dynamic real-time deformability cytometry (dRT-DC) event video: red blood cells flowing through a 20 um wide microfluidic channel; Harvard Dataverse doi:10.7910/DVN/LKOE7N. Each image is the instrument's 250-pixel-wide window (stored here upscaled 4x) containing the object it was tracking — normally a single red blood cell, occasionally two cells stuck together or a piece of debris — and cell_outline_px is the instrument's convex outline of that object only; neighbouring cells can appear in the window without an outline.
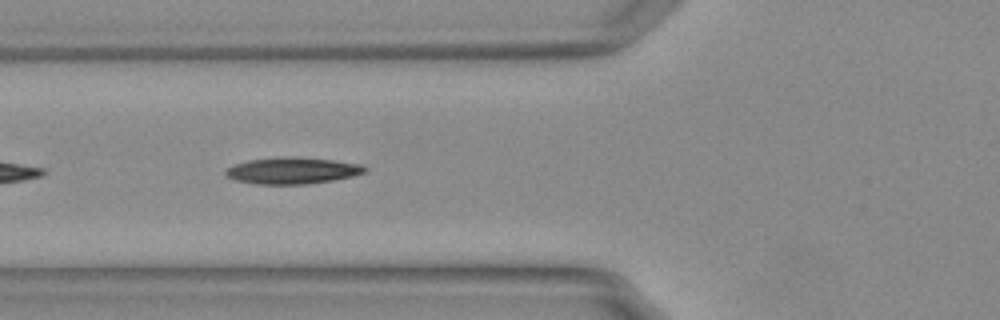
{"species": "Egyptian fruit bat (a non-hibernating species)", "species_latin": "Rousettus aegyptiacus", "temperature_condition": "warm", "stored_images_in_passage": 15, "camera_frame_rate_fps": 3000, "um_per_image_px": 0.085, "animal": {"sex": "female"}, "frame": {"image": 1, "passage_image": 5, "time_ms": 1.333, "image_size_px": [1000, 320], "cell_outline_px": [[368, 172], [352, 176], [332, 180], [304, 184], [256, 184], [236, 180], [228, 176], [224, 172], [228, 168], [236, 164], [248, 160], [332, 160], [364, 164], [368, 168]], "centroid_in_image_um": [24.93, 14.56], "position_along_channel_um": 100.9, "area_um2": 20.17}}
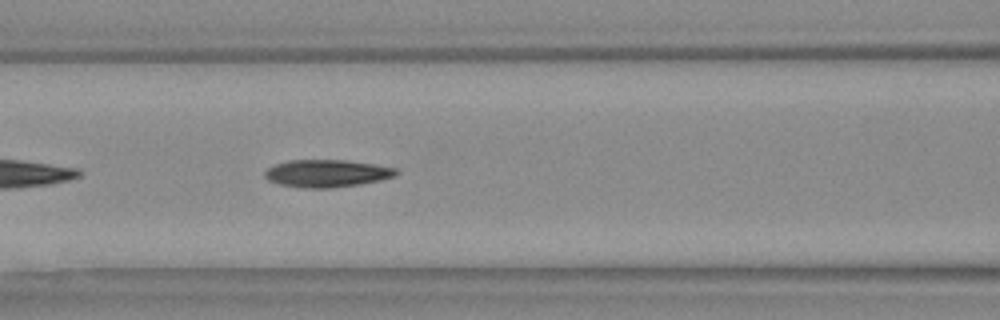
{"frame": {"image": 2, "passage_image": 8, "time_ms": 2.333, "image_size_px": [1000, 320], "cell_outline_px": [[400, 172], [396, 176], [380, 180], [360, 184], [332, 188], [304, 188], [280, 184], [268, 180], [264, 176], [264, 172], [268, 168], [276, 164], [288, 160], [344, 160], [372, 164], [396, 168]], "centroid_in_image_um": [27.79, 14.74], "position_along_channel_um": 138.8, "area_um2": 20.98}}